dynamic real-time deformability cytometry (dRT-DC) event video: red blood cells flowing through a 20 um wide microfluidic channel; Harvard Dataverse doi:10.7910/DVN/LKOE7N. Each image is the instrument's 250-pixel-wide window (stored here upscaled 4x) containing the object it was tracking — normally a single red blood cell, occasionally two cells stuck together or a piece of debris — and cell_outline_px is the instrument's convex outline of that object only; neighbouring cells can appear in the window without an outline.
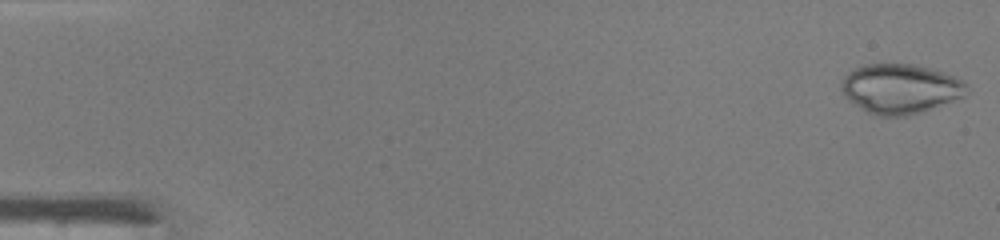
{"species": "common noctule bat (a hibernating species)", "species_latin": "Nyctalus noctula", "temperature_condition": "warm", "stored_images_in_passage": 46, "camera_frame_rate_fps": 3000, "um_per_image_px": 0.085, "animal": {"sex": "male", "body_mass_g": 19.0, "forearm_length_mm": 50.8}, "frame": {"image": 1, "passage_image": 1, "time_ms": 0.0, "image_size_px": [1000, 240], "cell_outline_px": [[964, 84], [960, 96], [952, 100], [920, 112], [908, 116], [880, 116], [868, 112], [856, 104], [844, 92], [840, 84], [844, 76], [848, 72], [864, 64], [912, 64], [928, 68], [956, 76], [964, 80]], "centroid_in_image_um": [76.48, 7.52], "position_along_channel_um": 8.5, "area_um2": 35.2}}
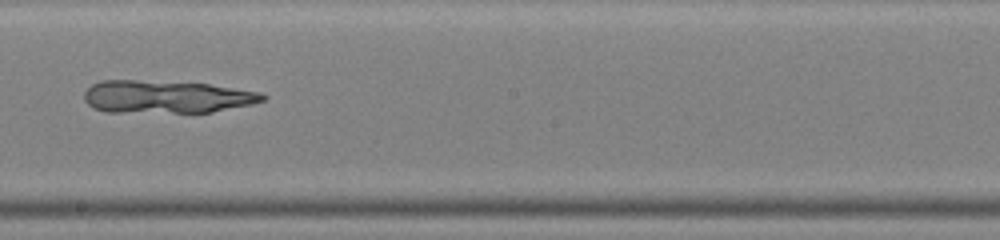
{"frame": {"image": 2, "passage_image": 27, "time_ms": 8.667, "image_size_px": [1000, 240], "cell_outline_px": [[268, 96], [264, 100], [252, 104], [212, 112], [108, 112], [92, 108], [84, 100], [84, 92], [92, 84], [100, 80], [136, 80], [208, 84], [260, 92]], "centroid_in_image_um": [14.12, 8.23], "position_along_channel_um": 234.1, "area_um2": 33.99}}
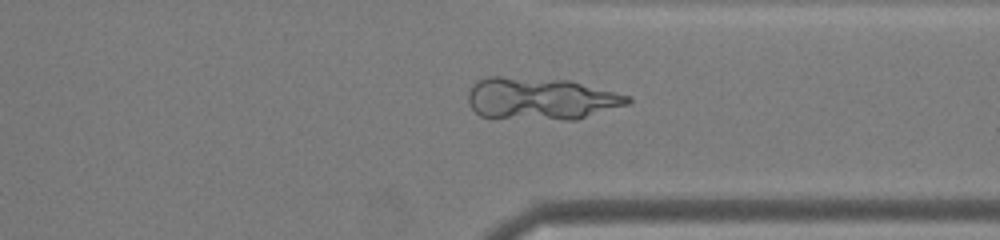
{"frame": {"image": 3, "passage_image": 36, "time_ms": 11.667, "image_size_px": [1000, 240], "cell_outline_px": [[632, 100], [628, 104], [576, 120], [564, 120], [480, 116], [468, 104], [468, 92], [476, 80], [484, 76], [500, 76], [568, 80], [632, 96]], "centroid_in_image_um": [45.96, 8.37], "position_along_channel_um": 365.4, "area_um2": 39.3}}